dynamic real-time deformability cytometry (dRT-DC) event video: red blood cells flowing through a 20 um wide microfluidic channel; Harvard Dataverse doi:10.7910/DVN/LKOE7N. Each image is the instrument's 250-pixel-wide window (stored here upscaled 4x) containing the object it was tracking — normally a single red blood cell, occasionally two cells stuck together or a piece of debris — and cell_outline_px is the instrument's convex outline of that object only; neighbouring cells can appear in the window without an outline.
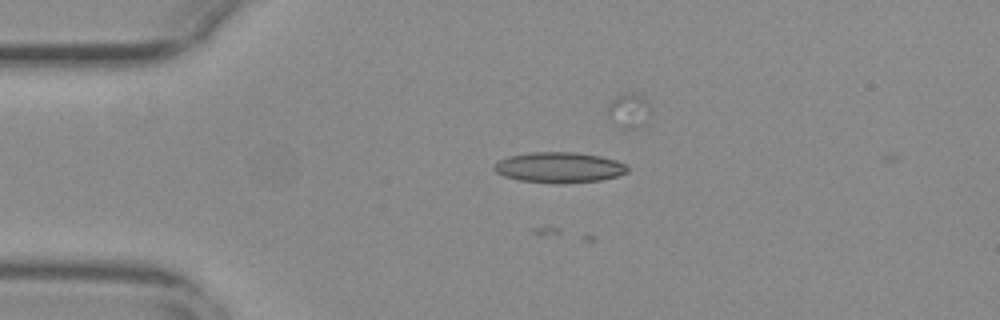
{"species": "common noctule bat (a hibernating species)", "species_latin": "Nyctalus noctula", "temperature_condition": "warm", "stored_images_in_passage": 3, "camera_frame_rate_fps": 3000, "um_per_image_px": 0.085, "animal": {"sex": "female", "body_mass_g": 29.2, "forearm_length_mm": 56.3}, "frame": {"image": 1, "passage_image": 1, "time_ms": 0.0, "image_size_px": [1000, 320], "cell_outline_px": [[628, 172], [616, 176], [600, 180], [560, 184], [556, 184], [520, 180], [504, 176], [496, 172], [492, 168], [500, 160], [508, 156], [532, 152], [576, 152], [600, 156], [616, 160], [628, 164]], "centroid_in_image_um": [47.55, 14.23], "position_along_channel_um": 37.4, "area_um2": 23.81}}